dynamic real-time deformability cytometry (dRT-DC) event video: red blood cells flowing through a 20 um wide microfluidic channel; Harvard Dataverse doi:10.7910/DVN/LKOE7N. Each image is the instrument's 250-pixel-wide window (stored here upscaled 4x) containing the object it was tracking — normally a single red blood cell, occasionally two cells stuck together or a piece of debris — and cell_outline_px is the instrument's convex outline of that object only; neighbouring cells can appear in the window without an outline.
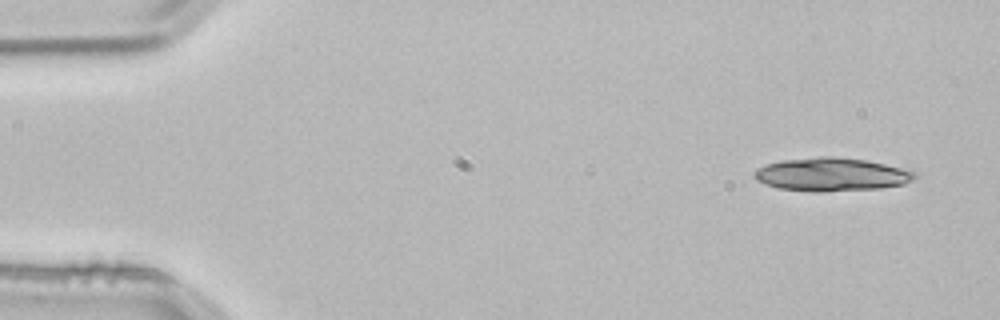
{"species": "common noctule bat (a hibernating species)", "species_latin": "Nyctalus noctula", "temperature_condition": "room temperature", "stored_images_in_passage": 3, "camera_frame_rate_fps": 3000, "um_per_image_px": 0.085, "animal": {"sex": "male", "body_mass_g": 21.5, "forearm_length_mm": 52.0}, "frame": {"image": 1, "passage_image": 1, "time_ms": 0.0, "image_size_px": [1000, 320], "cell_outline_px": [[916, 176], [912, 180], [904, 184], [880, 188], [820, 192], [812, 192], [776, 188], [764, 184], [756, 180], [752, 176], [756, 168], [780, 160], [820, 156], [832, 156], [868, 160], [916, 172]], "centroid_in_image_um": [70.62, 14.83], "position_along_channel_um": 14.4, "area_um2": 31.33}}
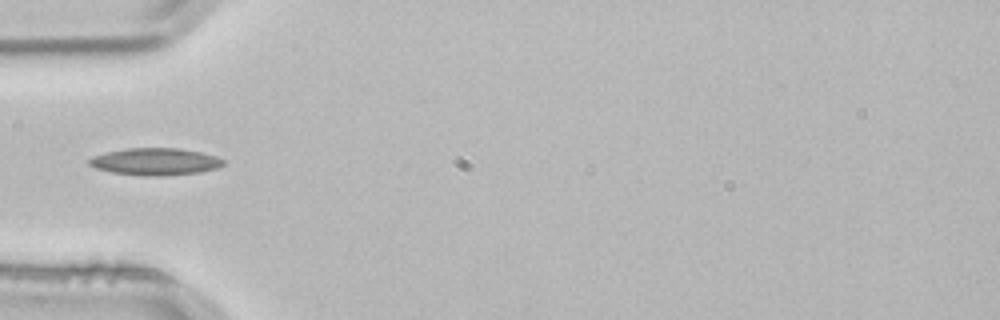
{"frame": {"image": 2, "passage_image": 3, "time_ms": 0.667, "image_size_px": [1000, 320], "cell_outline_px": [[224, 164], [216, 168], [200, 172], [164, 176], [144, 176], [112, 172], [96, 168], [88, 164], [88, 160], [92, 156], [108, 152], [128, 148], [180, 148], [200, 152], [216, 156], [224, 160]], "centroid_in_image_um": [13.2, 13.74], "position_along_channel_um": 71.8, "area_um2": 21.15}}